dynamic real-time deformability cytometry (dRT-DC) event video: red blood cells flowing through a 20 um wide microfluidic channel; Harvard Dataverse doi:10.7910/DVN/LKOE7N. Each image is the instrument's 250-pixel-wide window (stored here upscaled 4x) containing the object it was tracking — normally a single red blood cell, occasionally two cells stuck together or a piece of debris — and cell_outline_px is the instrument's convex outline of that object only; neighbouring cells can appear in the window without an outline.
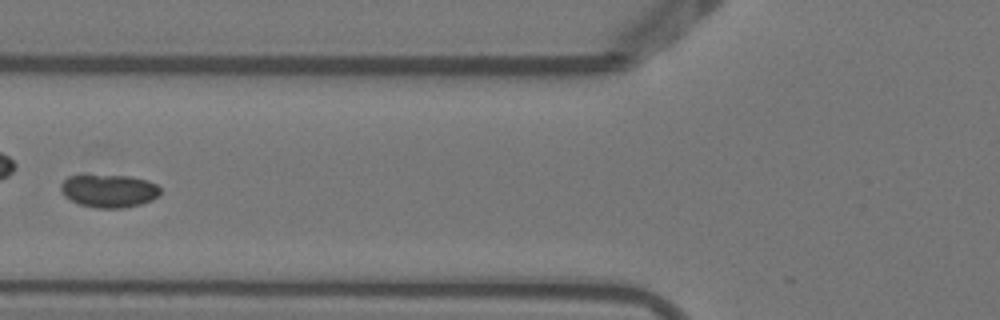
{"species": "Egyptian fruit bat (a non-hibernating species)", "species_latin": "Rousettus aegyptiacus", "temperature_condition": "warm", "stored_images_in_passage": 7, "camera_frame_rate_fps": 3000, "um_per_image_px": 0.085, "animal": {"sex": "female"}, "frame": {"image": 1, "passage_image": 6, "time_ms": 1.667, "image_size_px": [1000, 320], "cell_outline_px": [[160, 196], [152, 200], [140, 204], [124, 208], [96, 208], [80, 204], [64, 196], [60, 192], [60, 184], [68, 176], [84, 172], [132, 176], [148, 180], [156, 184], [160, 188]], "centroid_in_image_um": [9.23, 16.17], "position_along_channel_um": 116.6, "area_um2": 20.06}}